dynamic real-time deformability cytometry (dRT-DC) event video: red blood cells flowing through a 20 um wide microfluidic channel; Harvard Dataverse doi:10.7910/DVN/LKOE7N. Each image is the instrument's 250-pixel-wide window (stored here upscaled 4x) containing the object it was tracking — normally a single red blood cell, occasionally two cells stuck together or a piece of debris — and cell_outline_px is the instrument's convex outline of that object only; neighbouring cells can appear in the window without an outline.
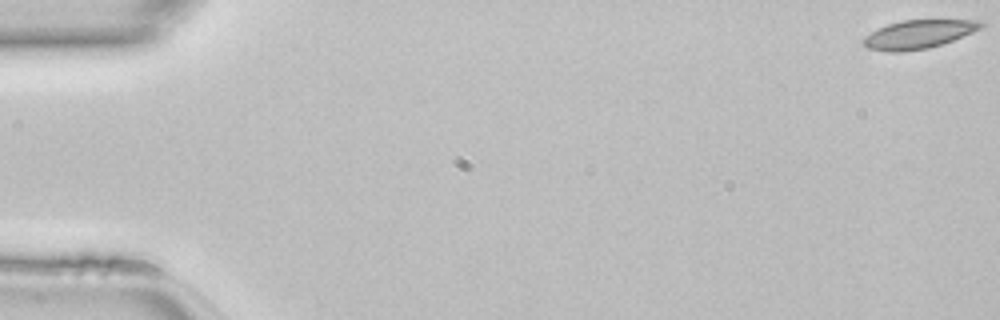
{"species": "common noctule bat (a hibernating species)", "species_latin": "Nyctalus noctula", "temperature_condition": "room temperature", "stored_images_in_passage": 48, "camera_frame_rate_fps": 3000, "um_per_image_px": 0.085, "animal": {"sex": "female", "body_mass_g": 22.7, "forearm_length_mm": 54.2}, "frame": {"image": 1, "passage_image": 1, "time_ms": 0.0, "image_size_px": [1000, 320], "cell_outline_px": [[984, 24], [980, 28], [972, 32], [952, 40], [928, 48], [900, 52], [888, 52], [868, 48], [864, 44], [864, 36], [888, 24], [900, 20], [984, 20]], "centroid_in_image_um": [78.08, 2.91], "position_along_channel_um": 6.9, "area_um2": 19.25}}
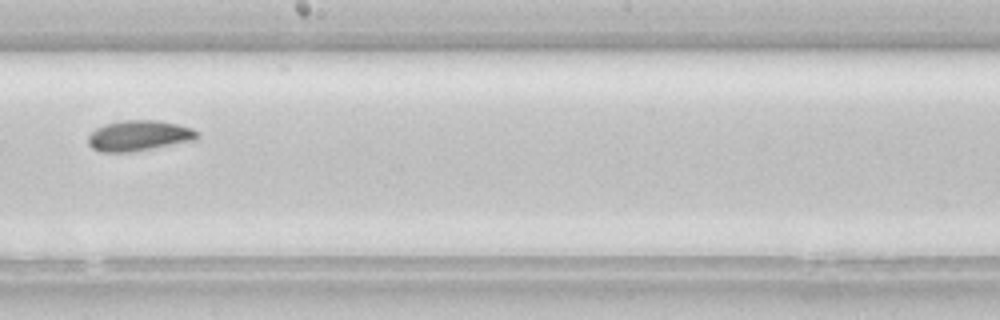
{"frame": {"image": 2, "passage_image": 28, "time_ms": 9.0, "image_size_px": [1000, 320], "cell_outline_px": [[200, 136], [196, 140], [132, 152], [100, 152], [92, 148], [88, 144], [88, 136], [96, 128], [104, 124], [124, 120], [156, 120], [176, 124], [192, 128]], "centroid_in_image_um": [11.79, 11.54], "position_along_channel_um": 236.4, "area_um2": 19.42}}
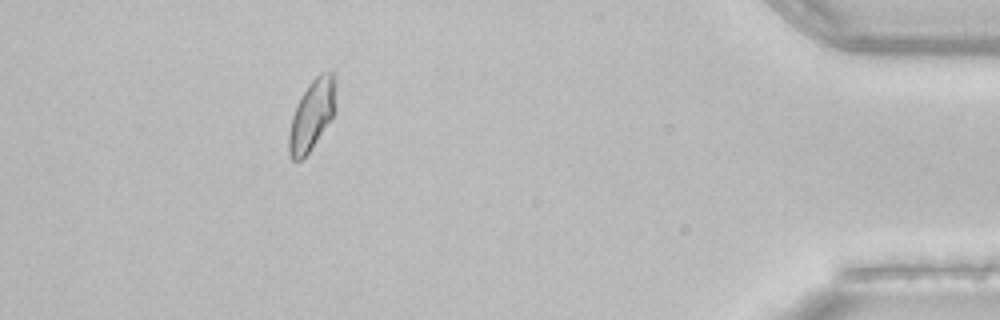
{"frame": {"image": 3, "passage_image": 44, "time_ms": 14.333, "image_size_px": [1000, 320], "cell_outline_px": [[336, 108], [332, 116], [308, 152], [300, 160], [292, 160], [288, 152], [288, 136], [292, 116], [296, 104], [300, 96], [308, 84], [320, 72], [336, 72]], "centroid_in_image_um": [26.52, 9.69], "position_along_channel_um": 408.7, "area_um2": 19.25}}